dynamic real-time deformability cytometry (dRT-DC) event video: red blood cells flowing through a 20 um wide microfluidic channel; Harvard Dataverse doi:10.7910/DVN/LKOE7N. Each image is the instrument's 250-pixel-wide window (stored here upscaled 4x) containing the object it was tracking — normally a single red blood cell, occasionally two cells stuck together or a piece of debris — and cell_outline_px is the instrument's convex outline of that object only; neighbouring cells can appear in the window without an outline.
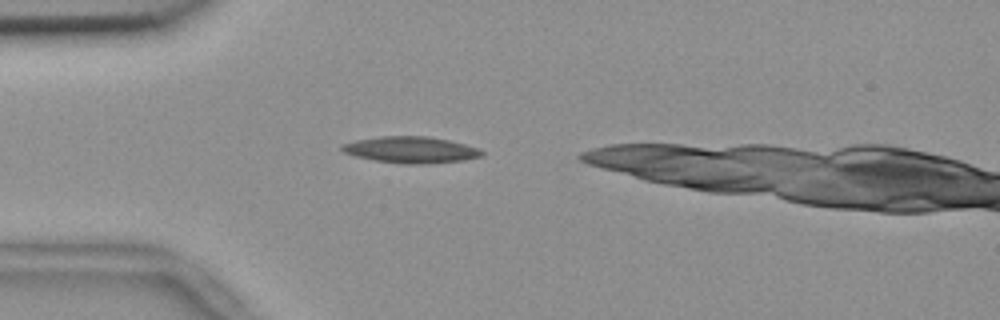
{"species": "common noctule bat (a hibernating species)", "species_latin": "Nyctalus noctula", "temperature_condition": "room temperature", "stored_images_in_passage": 35, "camera_frame_rate_fps": 3000, "um_per_image_px": 0.085, "animal": {"sex": "female", "body_mass_g": 18.4}, "frame": {"image": 1, "passage_image": 5, "time_ms": 1.333, "image_size_px": [1000, 320], "cell_outline_px": [[484, 156], [464, 160], [428, 164], [404, 164], [376, 160], [356, 156], [344, 152], [340, 148], [340, 144], [356, 140], [380, 136], [428, 136], [448, 140], [464, 144], [476, 148], [484, 152]], "centroid_in_image_um": [34.92, 12.73], "position_along_channel_um": 50.1, "area_um2": 21.5}}
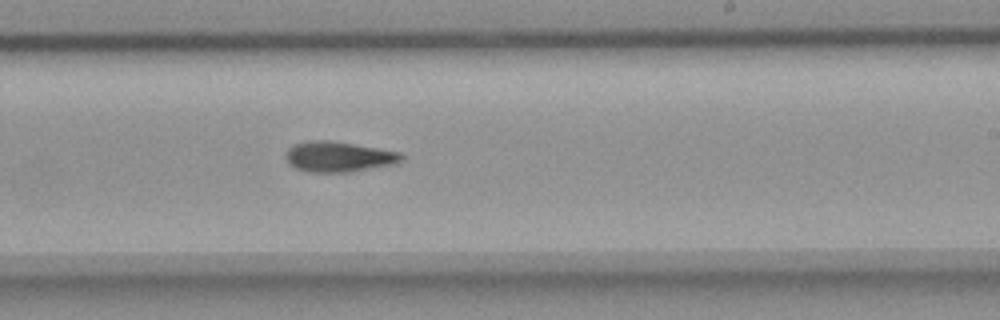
{"frame": {"image": 2, "passage_image": 23, "time_ms": 7.333, "image_size_px": [1000, 320], "cell_outline_px": [[404, 156], [400, 164], [348, 172], [308, 172], [296, 168], [288, 164], [284, 156], [284, 152], [292, 144], [312, 140], [328, 140], [400, 152]], "centroid_in_image_um": [28.76, 13.33], "position_along_channel_um": 260.2, "area_um2": 20.75}}
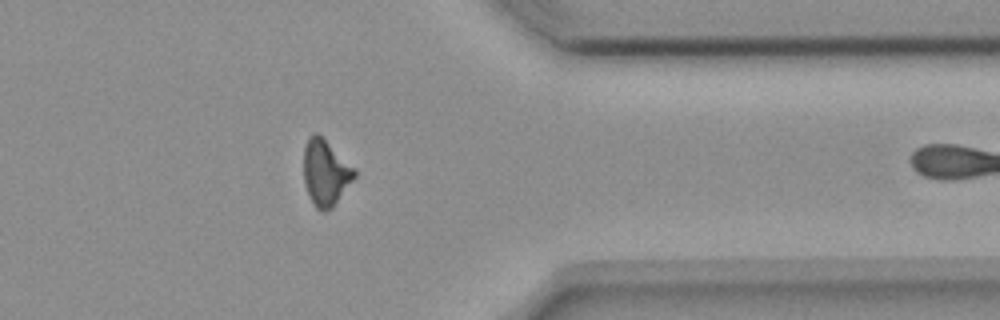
{"frame": {"image": 3, "passage_image": 34, "time_ms": 11.0, "image_size_px": [1000, 320], "cell_outline_px": [[356, 176], [332, 208], [324, 212], [320, 212], [316, 208], [304, 184], [304, 148], [308, 136], [312, 132], [316, 132], [356, 168]], "centroid_in_image_um": [27.67, 14.67], "position_along_channel_um": 383.7, "area_um2": 19.48}}